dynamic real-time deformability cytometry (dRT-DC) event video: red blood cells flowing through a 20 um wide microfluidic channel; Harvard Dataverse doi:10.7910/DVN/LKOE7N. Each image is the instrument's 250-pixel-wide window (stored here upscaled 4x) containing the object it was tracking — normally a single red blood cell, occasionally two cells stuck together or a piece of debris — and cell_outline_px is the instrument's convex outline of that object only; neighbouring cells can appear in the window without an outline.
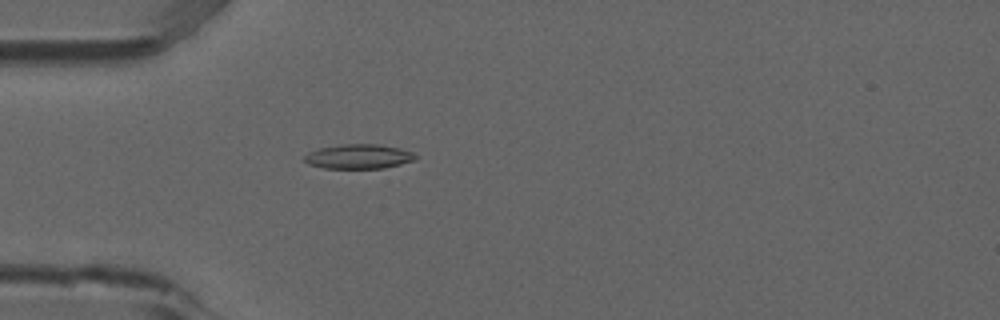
{"species": "common noctule bat (a hibernating species)", "species_latin": "Nyctalus noctula", "temperature_condition": "room temperature", "stored_images_in_passage": 5, "camera_frame_rate_fps": 3000, "um_per_image_px": 0.085, "animal": {"sex": "male", "forearm_length_mm": 52.5}, "frame": {"image": 1, "passage_image": 5, "time_ms": 1.333, "image_size_px": [1000, 320], "cell_outline_px": [[416, 160], [384, 168], [324, 168], [308, 164], [304, 160], [304, 156], [308, 152], [320, 148], [340, 144], [376, 144], [400, 148], [412, 152], [416, 156]], "centroid_in_image_um": [30.48, 13.3], "position_along_channel_um": 54.5, "area_um2": 15.84}}